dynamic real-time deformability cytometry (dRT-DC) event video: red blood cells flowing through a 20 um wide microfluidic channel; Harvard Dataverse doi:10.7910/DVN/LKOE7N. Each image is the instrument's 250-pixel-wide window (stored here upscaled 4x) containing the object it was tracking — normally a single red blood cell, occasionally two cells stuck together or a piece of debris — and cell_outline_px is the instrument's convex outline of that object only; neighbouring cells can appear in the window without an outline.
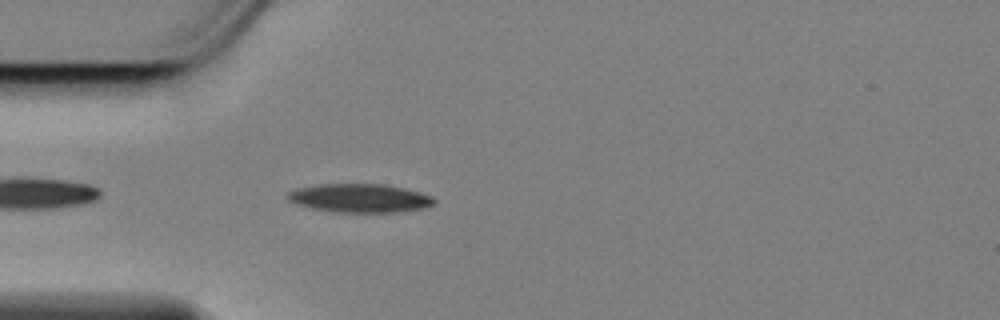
{"species": "Egyptian fruit bat (a non-hibernating species)", "species_latin": "Rousettus aegyptiacus", "temperature_condition": "cold", "stored_images_in_passage": 28, "camera_frame_rate_fps": 3000, "um_per_image_px": 0.085, "animal": {"sex": "female"}, "frame": {"image": 1, "passage_image": 3, "time_ms": 0.667, "image_size_px": [1000, 320], "cell_outline_px": [[436, 200], [432, 204], [424, 208], [396, 212], [336, 212], [312, 208], [296, 204], [288, 200], [288, 192], [296, 188], [320, 184], [384, 184], [432, 196]], "centroid_in_image_um": [30.54, 16.84], "position_along_channel_um": 54.5, "area_um2": 24.1}}
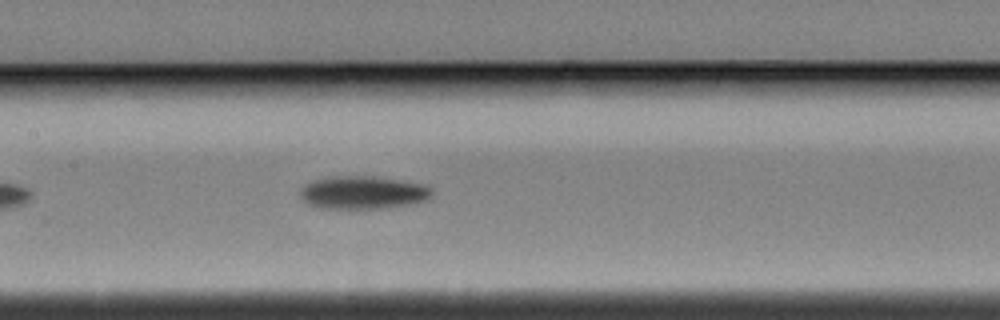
{"frame": {"image": 2, "passage_image": 14, "time_ms": 4.333, "image_size_px": [1000, 320], "cell_outline_px": [[432, 196], [428, 200], [412, 204], [384, 208], [320, 208], [308, 204], [300, 196], [300, 188], [304, 184], [312, 180], [328, 176], [372, 176], [420, 184], [432, 188]], "centroid_in_image_um": [30.81, 16.36], "position_along_channel_um": 176.6, "area_um2": 25.37}}
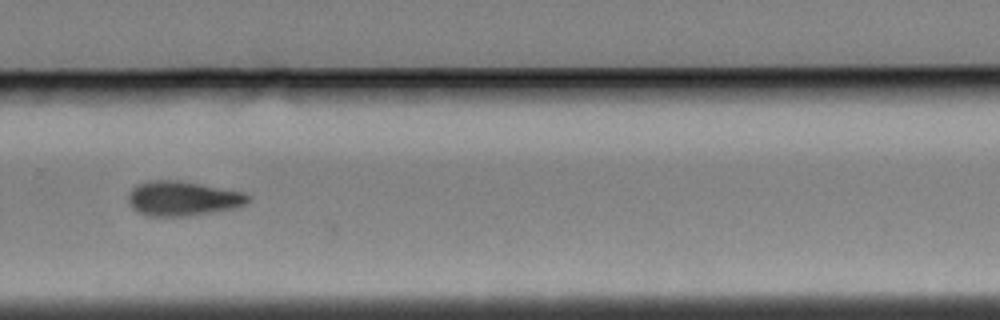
{"frame": {"image": 3, "passage_image": 26, "time_ms": 8.333, "image_size_px": [1000, 320], "cell_outline_px": [[252, 200], [248, 204], [236, 208], [188, 216], [144, 216], [136, 212], [132, 208], [128, 200], [128, 196], [132, 188], [136, 184], [148, 180], [176, 180], [200, 184], [244, 192], [252, 196]], "centroid_in_image_um": [15.55, 16.88], "position_along_channel_um": 314.3, "area_um2": 24.57}}